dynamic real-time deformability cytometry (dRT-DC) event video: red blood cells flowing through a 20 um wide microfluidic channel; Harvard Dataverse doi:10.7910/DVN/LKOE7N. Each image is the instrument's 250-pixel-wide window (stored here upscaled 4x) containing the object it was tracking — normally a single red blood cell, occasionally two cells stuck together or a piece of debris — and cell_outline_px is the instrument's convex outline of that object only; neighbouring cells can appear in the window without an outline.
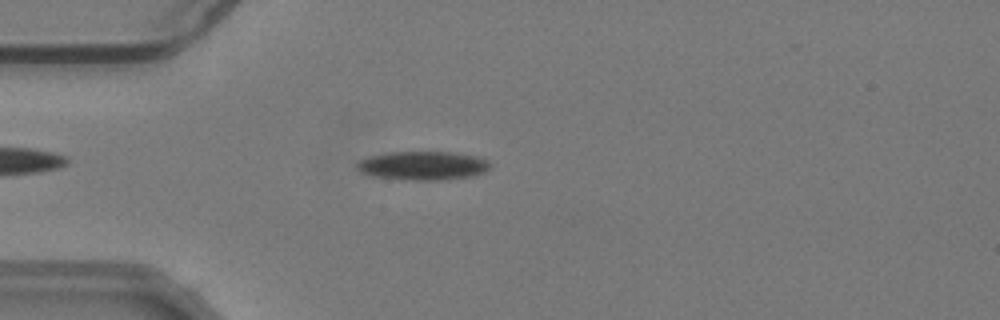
{"species": "common noctule bat (a hibernating species)", "species_latin": "Nyctalus noctula", "temperature_condition": "warm", "stored_images_in_passage": 32, "camera_frame_rate_fps": 3000, "um_per_image_px": 0.085, "animal": {"sex": "male", "body_mass_g": 19.2, "forearm_length_mm": 51.8}, "frame": {"image": 1, "passage_image": 7, "time_ms": 2.0, "image_size_px": [1000, 320], "cell_outline_px": [[488, 168], [484, 172], [472, 176], [440, 180], [400, 180], [372, 176], [360, 172], [356, 168], [356, 164], [360, 160], [368, 156], [392, 152], [448, 152], [472, 156], [484, 160], [488, 164]], "centroid_in_image_um": [35.83, 14.09], "position_along_channel_um": 49.2, "area_um2": 22.08}}
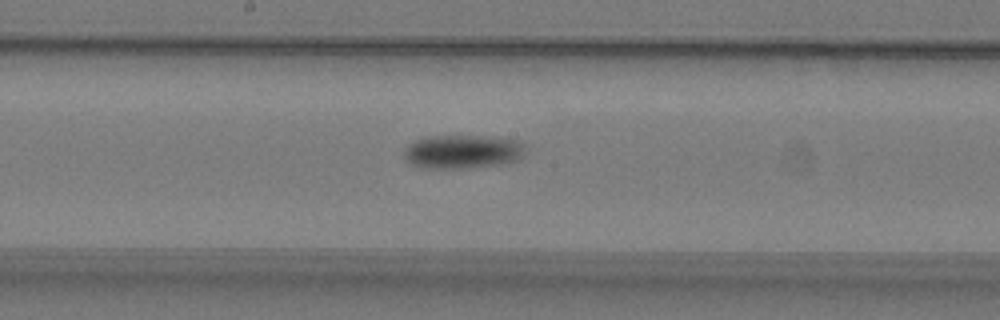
{"frame": {"image": 2, "passage_image": 21, "time_ms": 6.667, "image_size_px": [1000, 320], "cell_outline_px": [[520, 156], [516, 160], [496, 164], [468, 168], [424, 168], [412, 164], [404, 156], [404, 148], [408, 144], [424, 136], [496, 136], [520, 140]], "centroid_in_image_um": [39.23, 12.87], "position_along_channel_um": 209.0, "area_um2": 23.52}}
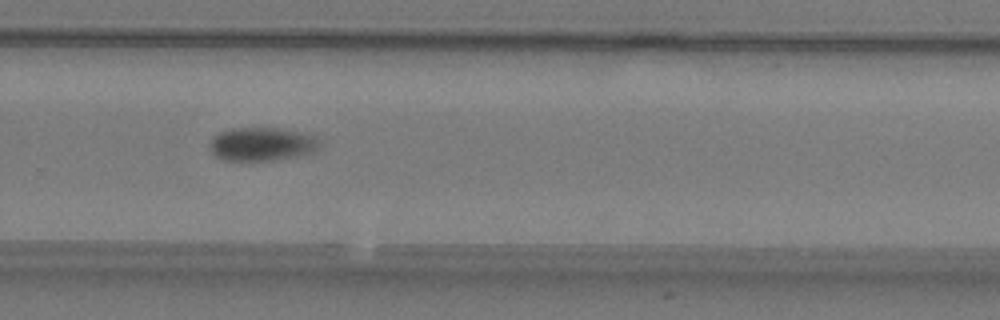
{"frame": {"image": 3, "passage_image": 29, "time_ms": 9.333, "image_size_px": [1000, 320], "cell_outline_px": [[320, 148], [312, 152], [296, 156], [268, 160], [224, 160], [216, 156], [212, 152], [212, 136], [220, 132], [232, 128], [280, 128], [300, 132], [316, 136], [320, 140]], "centroid_in_image_um": [22.3, 12.23], "position_along_channel_um": 307.5, "area_um2": 21.21}}